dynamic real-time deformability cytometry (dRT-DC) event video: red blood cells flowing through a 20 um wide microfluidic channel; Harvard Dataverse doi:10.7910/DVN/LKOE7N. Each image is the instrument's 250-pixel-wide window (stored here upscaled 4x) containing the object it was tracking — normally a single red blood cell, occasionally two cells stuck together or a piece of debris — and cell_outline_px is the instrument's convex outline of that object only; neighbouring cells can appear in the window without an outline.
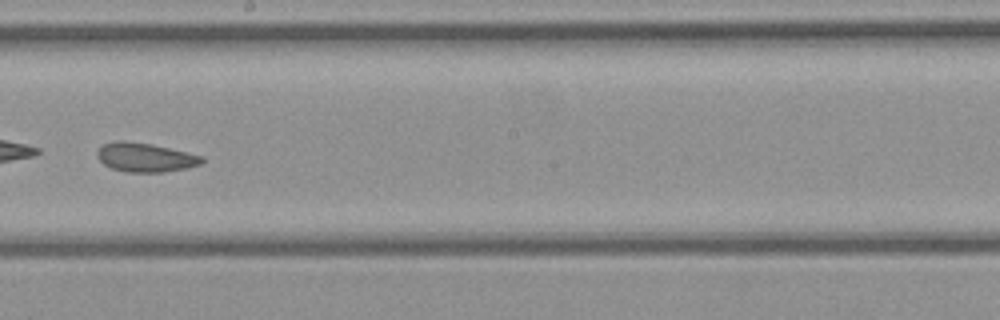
{"species": "common noctule bat (a hibernating species)", "species_latin": "Nyctalus noctula", "temperature_condition": "cold", "stored_images_in_passage": 45, "camera_frame_rate_fps": 3000, "um_per_image_px": 0.085, "animal": {"sex": "female", "body_mass_g": 21.9}, "frame": {"image": 1, "passage_image": 26, "time_ms": 8.333, "image_size_px": [1000, 320], "cell_outline_px": [[204, 160], [200, 164], [188, 168], [164, 172], [128, 172], [112, 168], [104, 164], [96, 156], [96, 152], [104, 144], [116, 140], [124, 140], [152, 144], [204, 156]], "centroid_in_image_um": [12.35, 13.37], "position_along_channel_um": 235.8, "area_um2": 17.74}}